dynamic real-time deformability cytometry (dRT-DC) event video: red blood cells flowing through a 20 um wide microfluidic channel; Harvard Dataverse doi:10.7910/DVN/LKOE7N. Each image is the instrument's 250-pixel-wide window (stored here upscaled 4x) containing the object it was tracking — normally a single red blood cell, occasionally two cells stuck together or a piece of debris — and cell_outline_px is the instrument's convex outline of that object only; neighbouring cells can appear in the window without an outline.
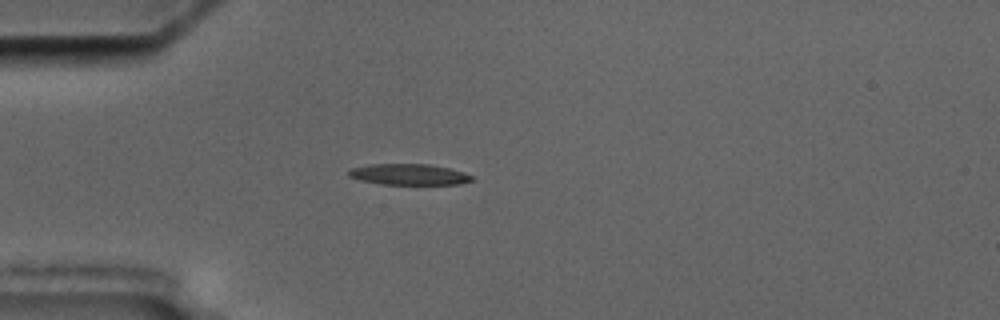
{"species": "common noctule bat (a hibernating species)", "species_latin": "Nyctalus noctula", "temperature_condition": "cold", "stored_images_in_passage": 42, "camera_frame_rate_fps": 3000, "um_per_image_px": 0.085, "animal": {"sex": "male", "body_mass_g": 17.5, "forearm_length_mm": 52.3}, "frame": {"image": 1, "passage_image": 1, "time_ms": 0.0, "image_size_px": [1000, 320], "cell_outline_px": [[472, 180], [460, 184], [380, 184], [360, 180], [348, 176], [348, 168], [372, 164], [428, 164], [448, 168], [464, 172], [472, 176]], "centroid_in_image_um": [34.71, 14.82], "position_along_channel_um": 50.3, "area_um2": 15.03}}
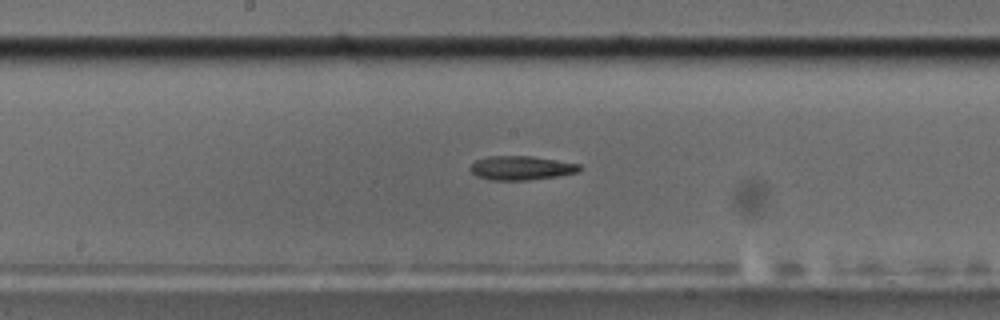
{"frame": {"image": 2, "passage_image": 15, "time_ms": 4.667, "image_size_px": [1000, 320], "cell_outline_px": [[580, 168], [576, 172], [556, 176], [528, 180], [488, 180], [476, 176], [468, 168], [476, 160], [488, 156], [532, 156], [580, 164]], "centroid_in_image_um": [44.24, 14.27], "position_along_channel_um": 204.0, "area_um2": 15.2}}
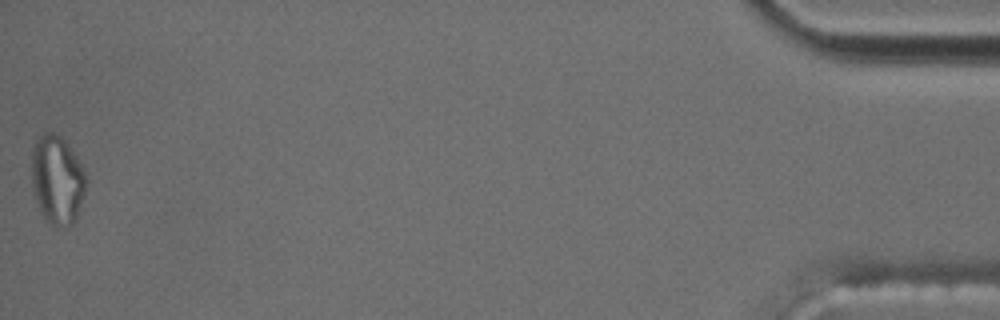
{"frame": {"image": 3, "passage_image": 42, "time_ms": 13.667, "image_size_px": [1000, 320], "cell_outline_px": [[88, 180], [76, 220], [68, 228], [52, 224], [44, 220], [36, 200], [32, 188], [32, 152], [36, 140], [44, 132], [52, 132], [60, 136], [64, 140], [80, 164]], "centroid_in_image_um": [4.86, 15.32], "position_along_channel_um": 430.3, "area_um2": 28.03}}